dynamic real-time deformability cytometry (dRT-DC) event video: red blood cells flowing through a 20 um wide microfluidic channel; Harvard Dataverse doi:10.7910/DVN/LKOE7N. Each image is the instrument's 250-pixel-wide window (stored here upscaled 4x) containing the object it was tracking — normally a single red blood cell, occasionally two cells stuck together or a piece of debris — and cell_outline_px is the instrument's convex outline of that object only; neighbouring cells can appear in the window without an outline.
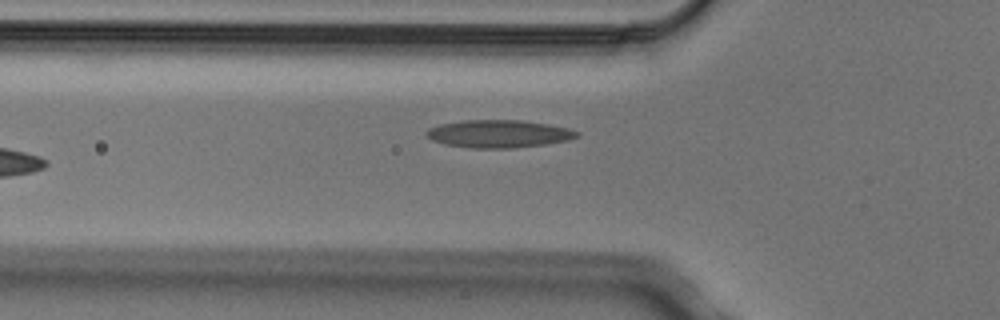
{"species": "Egyptian fruit bat (a non-hibernating species)", "species_latin": "Rousettus aegyptiacus", "temperature_condition": "cold", "stored_images_in_passage": 5, "camera_frame_rate_fps": 3000, "um_per_image_px": 0.085, "animal": {"sex": "male"}, "frame": {"image": 1, "passage_image": 5, "time_ms": 1.333, "image_size_px": [1000, 320], "cell_outline_px": [[580, 136], [568, 140], [544, 144], [512, 148], [472, 148], [444, 144], [432, 140], [424, 132], [428, 128], [440, 124], [464, 120], [520, 120], [548, 124], [568, 128], [580, 132]], "centroid_in_image_um": [42.39, 11.37], "position_along_channel_um": 83.4, "area_um2": 24.28}}